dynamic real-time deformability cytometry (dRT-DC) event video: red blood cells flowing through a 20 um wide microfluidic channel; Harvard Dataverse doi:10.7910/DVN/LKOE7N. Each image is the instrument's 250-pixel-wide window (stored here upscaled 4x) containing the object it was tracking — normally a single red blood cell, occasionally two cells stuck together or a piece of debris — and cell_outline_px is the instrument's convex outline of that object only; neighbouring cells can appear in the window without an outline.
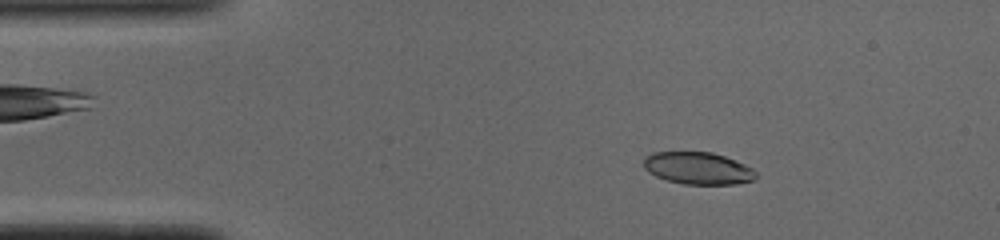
{"species": "common noctule bat (a hibernating species)", "species_latin": "Nyctalus noctula", "temperature_condition": "cold", "stored_images_in_passage": 50, "camera_frame_rate_fps": 3000, "um_per_image_px": 0.085, "animal": {"sex": "male", "body_mass_g": 19.0, "forearm_length_mm": 50.8}, "frame": {"image": 1, "passage_image": 7, "time_ms": 2.0, "image_size_px": [1000, 240], "cell_outline_px": [[756, 176], [752, 180], [736, 184], [684, 184], [668, 180], [656, 176], [648, 172], [644, 168], [644, 156], [652, 152], [712, 152], [724, 156], [744, 164], [752, 168], [756, 172]], "centroid_in_image_um": [59.3, 14.29], "position_along_channel_um": 25.7, "area_um2": 20.98}}
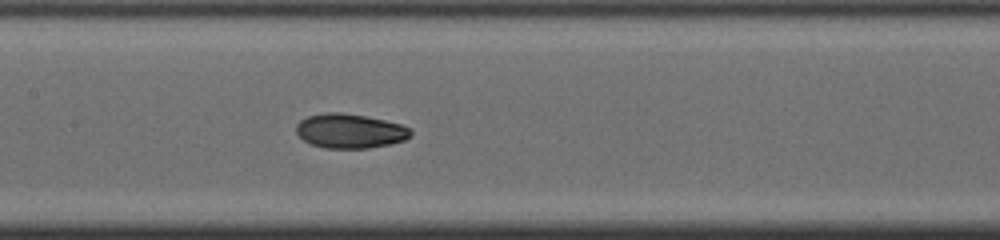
{"frame": {"image": 2, "passage_image": 23, "time_ms": 7.333, "image_size_px": [1000, 240], "cell_outline_px": [[412, 132], [404, 140], [388, 144], [368, 148], [324, 148], [312, 144], [304, 140], [296, 132], [296, 124], [300, 120], [308, 116], [324, 112], [340, 112], [364, 116], [384, 120], [400, 124], [408, 128]], "centroid_in_image_um": [29.7, 11.13], "position_along_channel_um": 177.7, "area_um2": 22.72}}
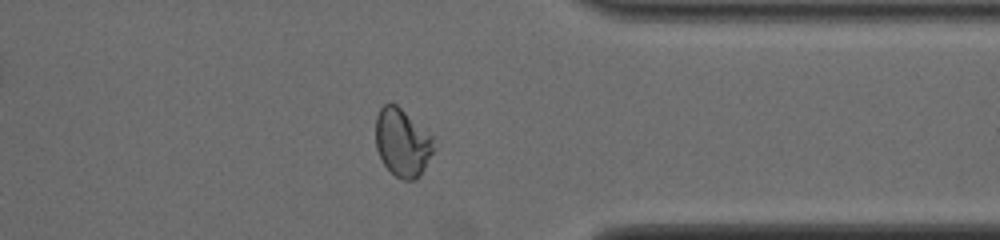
{"frame": {"image": 3, "passage_image": 39, "time_ms": 12.667, "image_size_px": [1000, 240], "cell_outline_px": [[436, 148], [420, 176], [412, 180], [404, 180], [396, 176], [384, 164], [376, 148], [376, 116], [380, 108], [384, 104], [396, 104], [432, 136]], "centroid_in_image_um": [34.21, 12.13], "position_along_channel_um": 377.2, "area_um2": 22.83}, "authors_computed_cell_mechanics": {"area_um2": 22.5131, "velocity_mm_per_s": 3.8981, "shape_relaxation_time_tau1_ms": null, "shape_relaxation_time_tau2_ms": 2.2268, "deformation_change_tau1": null, "deformation_change_tau2": 0.0565}}